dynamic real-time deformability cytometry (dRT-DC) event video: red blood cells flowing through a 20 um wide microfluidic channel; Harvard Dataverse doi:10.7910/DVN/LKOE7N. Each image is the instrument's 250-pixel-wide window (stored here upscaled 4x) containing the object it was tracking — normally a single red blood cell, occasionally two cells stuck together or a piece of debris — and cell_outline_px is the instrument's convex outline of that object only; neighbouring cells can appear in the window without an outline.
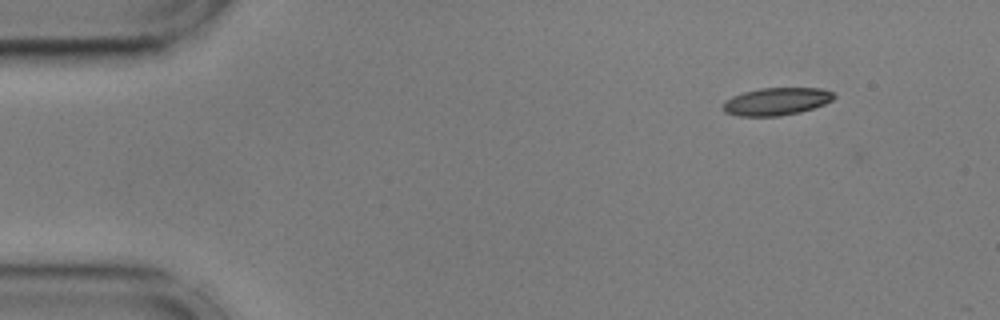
{"species": "common noctule bat (a hibernating species)", "species_latin": "Nyctalus noctula", "temperature_condition": "cold", "stored_images_in_passage": 50, "camera_frame_rate_fps": 3000, "um_per_image_px": 0.085, "animal": {"sex": "male", "body_mass_g": 17.9, "forearm_length_mm": 54.2}, "frame": {"image": 1, "passage_image": 1, "time_ms": 0.0, "image_size_px": [1000, 320], "cell_outline_px": [[836, 96], [832, 100], [824, 104], [800, 112], [780, 116], [740, 116], [724, 112], [720, 108], [724, 100], [732, 96], [744, 92], [760, 88], [820, 88], [832, 92]], "centroid_in_image_um": [65.95, 8.62], "position_along_channel_um": 19.1, "area_um2": 17.92}}
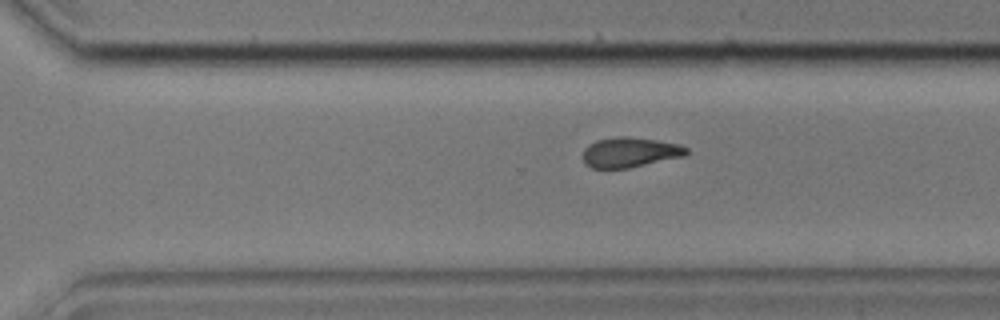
{"frame": {"image": 2, "passage_image": 33, "time_ms": 10.667, "image_size_px": [1000, 320], "cell_outline_px": [[688, 152], [684, 156], [628, 168], [592, 168], [584, 164], [584, 148], [588, 144], [596, 140], [620, 136], [628, 136], [656, 140], [676, 144], [688, 148]], "centroid_in_image_um": [53.51, 12.94], "position_along_channel_um": 317.1, "area_um2": 17.98}}
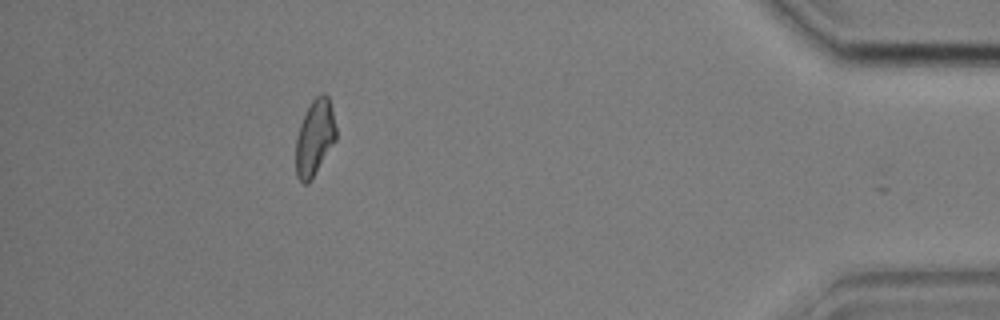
{"frame": {"image": 3, "passage_image": 45, "time_ms": 14.667, "image_size_px": [1000, 320], "cell_outline_px": [[336, 140], [308, 184], [304, 184], [296, 176], [296, 136], [300, 124], [312, 100], [320, 92], [324, 92], [328, 96], [332, 108], [336, 128]], "centroid_in_image_um": [26.75, 11.68], "position_along_channel_um": 408.4, "area_um2": 17.74}, "authors_computed_cell_mechanics": {"area_um2": 18.4093, "velocity_mm_per_s": 3.6001, "shape_relaxation_time_tau1_ms": 4.8208, "shape_relaxation_time_tau2_ms": 3.0503, "deformation_change_tau1": 0.1486, "deformation_change_tau2": 0.1075}}